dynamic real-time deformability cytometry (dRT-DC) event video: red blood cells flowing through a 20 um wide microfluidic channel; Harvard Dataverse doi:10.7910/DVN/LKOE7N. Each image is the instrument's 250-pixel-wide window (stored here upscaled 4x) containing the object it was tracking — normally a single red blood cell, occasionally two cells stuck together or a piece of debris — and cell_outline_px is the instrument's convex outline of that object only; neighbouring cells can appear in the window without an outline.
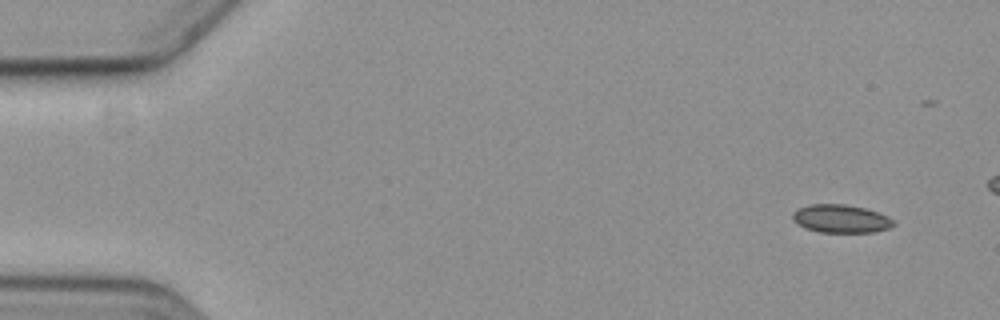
{"species": "common noctule bat (a hibernating species)", "species_latin": "Nyctalus noctula", "temperature_condition": "cold", "stored_images_in_passage": 10, "camera_frame_rate_fps": 3000, "um_per_image_px": 0.085, "animal": {"sex": "female", "body_mass_g": 19.3, "forearm_length_mm": 54.1}, "frame": {"image": 1, "passage_image": 1, "time_ms": 0.0, "image_size_px": [1000, 320], "cell_outline_px": [[896, 224], [888, 228], [872, 232], [820, 232], [804, 228], [792, 220], [792, 212], [800, 208], [812, 204], [844, 204], [864, 208], [888, 216], [896, 220]], "centroid_in_image_um": [71.48, 18.59], "position_along_channel_um": 13.5, "area_um2": 16.53}}
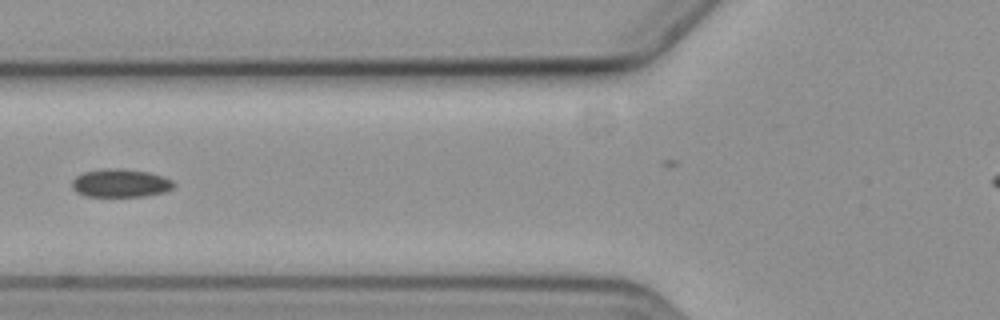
{"frame": {"image": 2, "passage_image": 5, "time_ms": 6.333, "image_size_px": [1000, 320], "cell_outline_px": [[176, 184], [172, 188], [164, 192], [144, 196], [88, 196], [76, 192], [72, 188], [72, 180], [76, 176], [84, 172], [104, 168], [120, 168], [148, 172], [172, 180]], "centroid_in_image_um": [10.22, 15.56], "position_along_channel_um": 115.6, "area_um2": 16.65}}
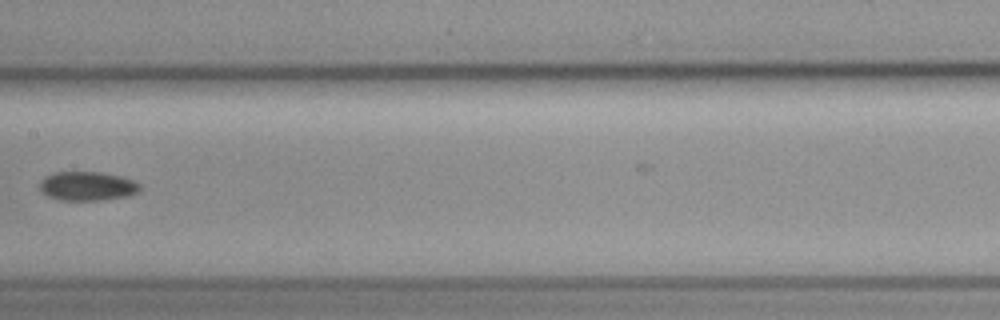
{"frame": {"image": 3, "passage_image": 7, "time_ms": 8.667, "image_size_px": [1000, 320], "cell_outline_px": [[140, 188], [136, 192], [128, 196], [104, 200], [60, 200], [48, 196], [40, 192], [40, 184], [44, 176], [52, 172], [100, 172], [120, 176], [132, 180], [140, 184]], "centroid_in_image_um": [7.39, 15.82], "position_along_channel_um": 200.0, "area_um2": 16.99}}